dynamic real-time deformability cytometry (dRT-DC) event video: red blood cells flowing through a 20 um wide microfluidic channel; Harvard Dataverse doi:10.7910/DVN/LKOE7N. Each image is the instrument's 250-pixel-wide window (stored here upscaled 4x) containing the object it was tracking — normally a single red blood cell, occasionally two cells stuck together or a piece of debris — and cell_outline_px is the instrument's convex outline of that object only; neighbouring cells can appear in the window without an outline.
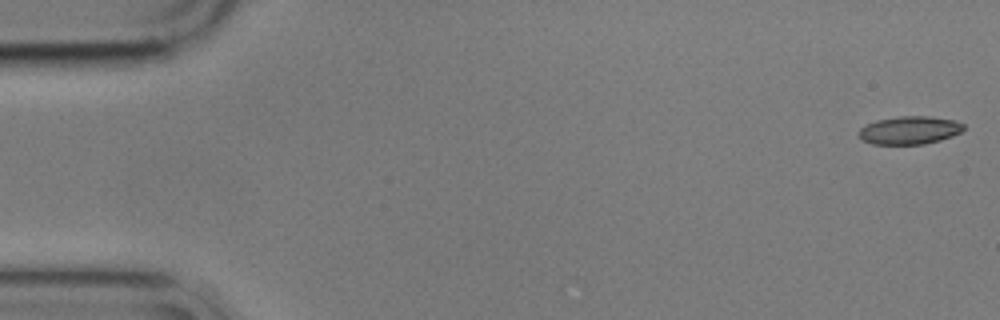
{"species": "common noctule bat (a hibernating species)", "species_latin": "Nyctalus noctula", "temperature_condition": "cold", "stored_images_in_passage": 56, "camera_frame_rate_fps": 3000, "um_per_image_px": 0.085, "animal": {"sex": "male", "body_mass_g": 17.9}, "frame": {"image": 1, "passage_image": 1, "time_ms": 0.0, "image_size_px": [1000, 320], "cell_outline_px": [[964, 128], [960, 132], [936, 140], [920, 144], [876, 144], [864, 140], [860, 136], [860, 128], [868, 124], [880, 120], [904, 116], [924, 116], [952, 120], [964, 124]], "centroid_in_image_um": [77.3, 11.06], "position_along_channel_um": 7.7, "area_um2": 16.3}}
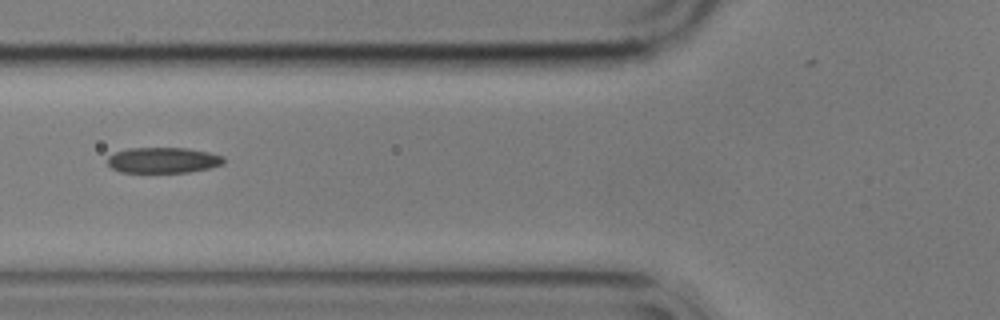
{"frame": {"image": 2, "passage_image": 21, "time_ms": 6.667, "image_size_px": [1000, 320], "cell_outline_px": [[224, 160], [220, 164], [208, 168], [184, 172], [124, 172], [112, 168], [108, 164], [108, 156], [116, 152], [132, 148], [184, 148], [208, 152], [220, 156]], "centroid_in_image_um": [13.81, 13.61], "position_along_channel_um": 112.0, "area_um2": 16.88}}
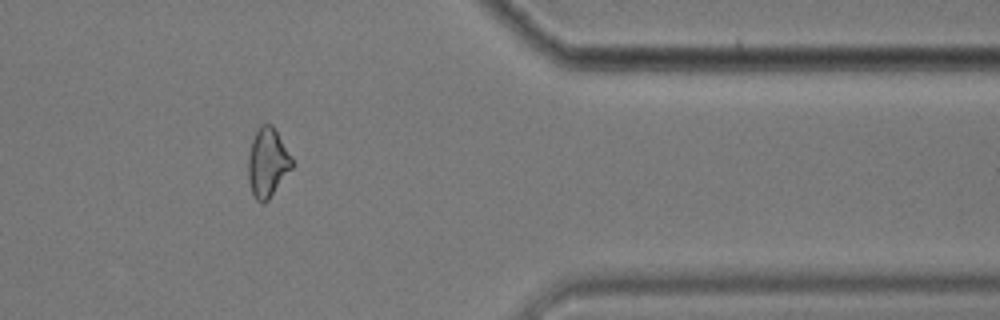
{"frame": {"image": 3, "passage_image": 46, "time_ms": 15.0, "image_size_px": [1000, 320], "cell_outline_px": [[292, 168], [268, 200], [264, 204], [260, 204], [256, 200], [252, 192], [248, 180], [248, 156], [252, 140], [260, 124], [272, 124], [292, 156]], "centroid_in_image_um": [22.73, 13.83], "position_along_channel_um": 388.7, "area_um2": 17.63}, "authors_computed_cell_mechanics": {"area_um2": 17.2533, "velocity_mm_per_s": 3.5458, "shape_relaxation_time_tau1_ms": 5.0474, "shape_relaxation_time_tau2_ms": 5.4594, "deformation_change_tau1": 0.1294, "deformation_change_tau2": 0.1398}}